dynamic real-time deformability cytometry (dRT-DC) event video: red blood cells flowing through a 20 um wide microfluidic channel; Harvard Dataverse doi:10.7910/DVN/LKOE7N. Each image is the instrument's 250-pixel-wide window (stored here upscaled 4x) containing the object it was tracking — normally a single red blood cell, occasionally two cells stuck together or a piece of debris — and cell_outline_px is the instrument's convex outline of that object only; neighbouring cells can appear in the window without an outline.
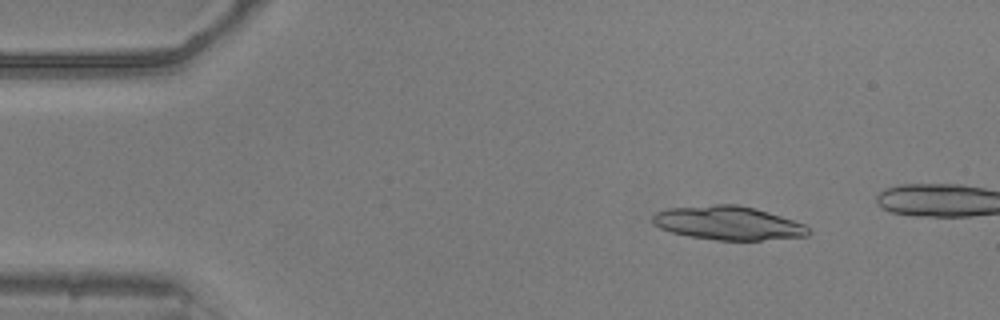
{"species": "common noctule bat (a hibernating species)", "species_latin": "Nyctalus noctula", "temperature_condition": "warm", "stored_images_in_passage": 15, "camera_frame_rate_fps": 3000, "um_per_image_px": 0.085, "animal": {"sex": "male", "body_mass_g": 20.5, "forearm_length_mm": 52.5}, "frame": {"image": 1, "passage_image": 7, "time_ms": 2.0, "image_size_px": [1000, 320], "cell_outline_px": [[812, 232], [808, 236], [760, 240], [716, 240], [688, 236], [672, 232], [660, 228], [652, 224], [652, 216], [656, 212], [668, 208], [712, 204], [736, 204], [756, 208], [804, 224]], "centroid_in_image_um": [61.87, 18.95], "position_along_channel_um": 23.1, "area_um2": 30.69}}